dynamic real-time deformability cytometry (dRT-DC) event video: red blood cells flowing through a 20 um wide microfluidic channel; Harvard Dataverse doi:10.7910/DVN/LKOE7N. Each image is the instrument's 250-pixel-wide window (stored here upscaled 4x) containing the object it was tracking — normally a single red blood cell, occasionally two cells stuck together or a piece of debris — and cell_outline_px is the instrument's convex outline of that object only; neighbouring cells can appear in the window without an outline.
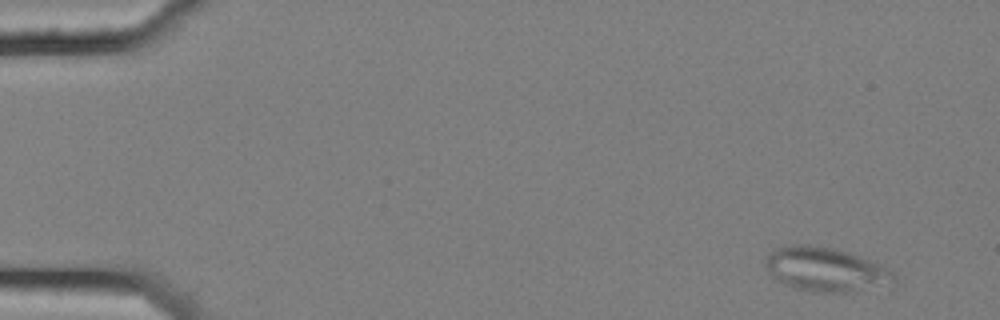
{"species": "common noctule bat (a hibernating species)", "species_latin": "Nyctalus noctula", "temperature_condition": "cold", "stored_images_in_passage": 6, "camera_frame_rate_fps": 3000, "um_per_image_px": 0.085, "animal": {"sex": "female", "body_mass_g": 25.1}, "frame": {"image": 1, "passage_image": 1, "time_ms": 0.0, "image_size_px": [1000, 320], "cell_outline_px": [[896, 284], [848, 292], [812, 292], [796, 288], [784, 284], [776, 280], [772, 276], [764, 264], [764, 260], [776, 248], [792, 244], [808, 244], [832, 248], [848, 252], [876, 264], [892, 272], [896, 276]], "centroid_in_image_um": [70.15, 22.91], "position_along_channel_um": 14.9, "area_um2": 32.77}}